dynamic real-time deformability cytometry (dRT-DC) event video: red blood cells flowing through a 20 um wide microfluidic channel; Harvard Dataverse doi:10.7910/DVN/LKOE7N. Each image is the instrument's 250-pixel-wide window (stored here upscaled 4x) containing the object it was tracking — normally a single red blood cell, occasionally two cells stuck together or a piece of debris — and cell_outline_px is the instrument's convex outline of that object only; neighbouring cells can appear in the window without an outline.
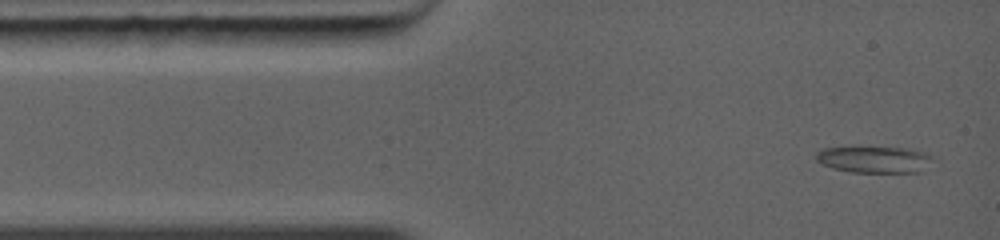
{"species": "common noctule bat (a hibernating species)", "species_latin": "Nyctalus noctula", "temperature_condition": "warm", "stored_images_in_passage": 3, "camera_frame_rate_fps": 5000, "um_per_image_px": 0.085, "animal": {"sex": "female", "body_mass_g": 19.0, "forearm_length_mm": 56.7}, "frame": {"image": 1, "passage_image": 1, "time_ms": 0.0, "image_size_px": [1000, 240], "cell_outline_px": [[932, 156], [924, 172], [852, 172], [832, 168], [816, 160], [816, 152], [824, 148], [900, 148], [924, 152]], "centroid_in_image_um": [74.31, 13.57], "position_along_channel_um": 10.7, "area_um2": 17.63}}